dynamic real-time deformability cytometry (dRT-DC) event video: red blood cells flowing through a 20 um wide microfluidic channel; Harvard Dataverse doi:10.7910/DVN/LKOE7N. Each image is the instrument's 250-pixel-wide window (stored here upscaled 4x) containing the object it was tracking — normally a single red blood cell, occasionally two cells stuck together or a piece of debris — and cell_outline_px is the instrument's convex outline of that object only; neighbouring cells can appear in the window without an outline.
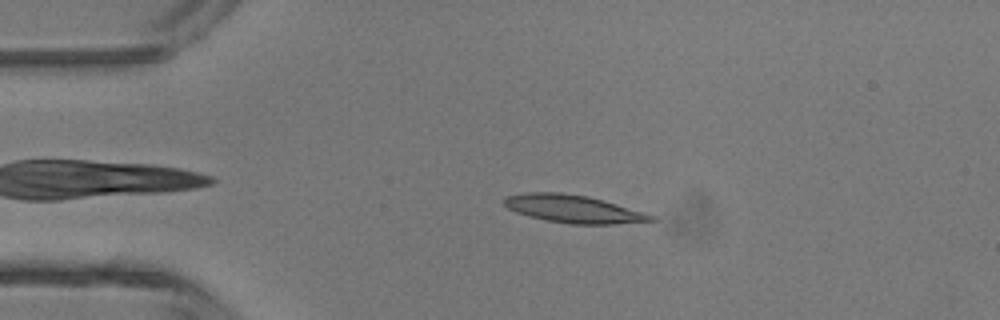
{"species": "common noctule bat (a hibernating species)", "species_latin": "Nyctalus noctula", "temperature_condition": "room temperature", "stored_images_in_passage": 3, "camera_frame_rate_fps": 3000, "um_per_image_px": 0.085, "animal": {"sex": "male", "body_mass_g": 13.3}, "frame": {"image": 1, "passage_image": 2, "time_ms": 0.333, "image_size_px": [1000, 320], "cell_outline_px": [[656, 220], [612, 224], [572, 224], [544, 220], [528, 216], [516, 212], [508, 208], [504, 204], [504, 200], [508, 196], [524, 192], [560, 192], [588, 196], [644, 212], [656, 216]], "centroid_in_image_um": [48.71, 17.75], "position_along_channel_um": 36.3, "area_um2": 23.64}}